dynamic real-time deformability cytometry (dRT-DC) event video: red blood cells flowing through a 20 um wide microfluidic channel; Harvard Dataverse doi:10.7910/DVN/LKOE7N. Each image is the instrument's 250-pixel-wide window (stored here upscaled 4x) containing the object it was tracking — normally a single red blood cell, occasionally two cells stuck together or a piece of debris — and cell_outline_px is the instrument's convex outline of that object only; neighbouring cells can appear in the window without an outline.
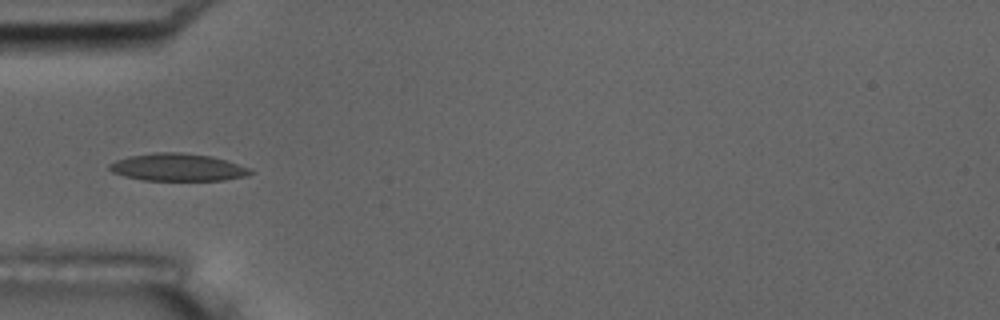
{"species": "common noctule bat (a hibernating species)", "species_latin": "Nyctalus noctula", "temperature_condition": "room temperature", "stored_images_in_passage": 38, "camera_frame_rate_fps": 3000, "um_per_image_px": 0.085, "animal": {"sex": "male", "body_mass_g": 17.5, "forearm_length_mm": 52.3}, "frame": {"image": 1, "passage_image": 1, "time_ms": 0.0, "image_size_px": [1000, 320], "cell_outline_px": [[252, 172], [248, 176], [224, 180], [144, 180], [124, 176], [112, 172], [108, 168], [108, 164], [116, 160], [128, 156], [156, 152], [180, 152], [212, 156], [252, 168]], "centroid_in_image_um": [15.11, 14.21], "position_along_channel_um": 69.9, "area_um2": 22.66}}
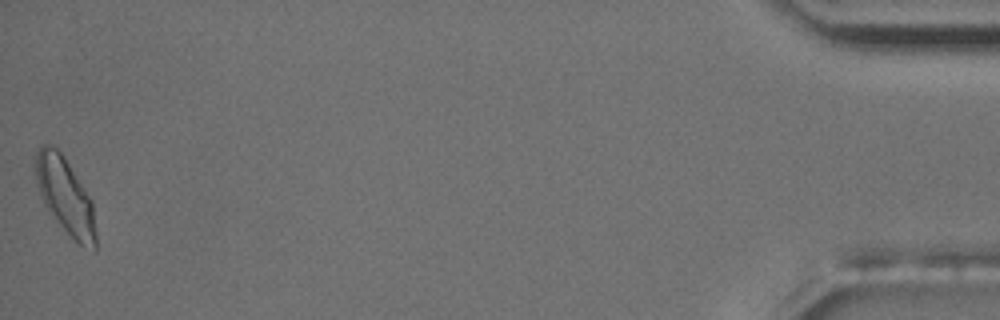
{"frame": {"image": 2, "passage_image": 38, "time_ms": 12.333, "image_size_px": [1000, 320], "cell_outline_px": [[96, 252], [92, 252], [80, 244], [56, 220], [44, 204], [36, 180], [36, 152], [44, 144], [56, 144], [64, 156], [92, 200], [96, 232]], "centroid_in_image_um": [5.58, 16.63], "position_along_channel_um": 429.6, "area_um2": 26.53}, "authors_computed_cell_mechanics": {"area_um2": 21.3282, "velocity_mm_per_s": 3.6703, "shape_relaxation_time_tau1_ms": 5.0064, "shape_relaxation_time_tau2_ms": 2.1086, "deformation_change_tau1": 0.1206, "deformation_change_tau2": 0.0699}}